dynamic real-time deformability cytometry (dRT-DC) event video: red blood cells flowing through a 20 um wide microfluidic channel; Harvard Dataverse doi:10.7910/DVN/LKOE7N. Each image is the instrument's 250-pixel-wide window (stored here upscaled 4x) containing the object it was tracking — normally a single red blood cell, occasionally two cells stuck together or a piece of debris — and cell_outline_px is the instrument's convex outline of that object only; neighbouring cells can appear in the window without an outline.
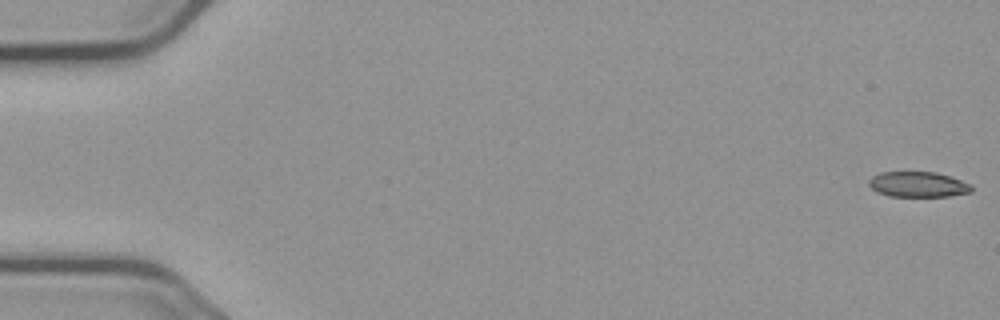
{"species": "common noctule bat (a hibernating species)", "species_latin": "Nyctalus noctula", "temperature_condition": "cold", "stored_images_in_passage": 56, "camera_frame_rate_fps": 3000, "um_per_image_px": 0.085, "animal": {"sex": "male", "body_mass_g": 23.1, "forearm_length_mm": 52.7}, "frame": {"image": 1, "passage_image": 1, "time_ms": 0.0, "image_size_px": [1000, 320], "cell_outline_px": [[972, 192], [948, 196], [888, 196], [876, 192], [868, 184], [868, 180], [872, 176], [880, 172], [936, 172], [952, 176], [972, 184]], "centroid_in_image_um": [78.04, 15.67], "position_along_channel_um": 7.0, "area_um2": 15.37}}
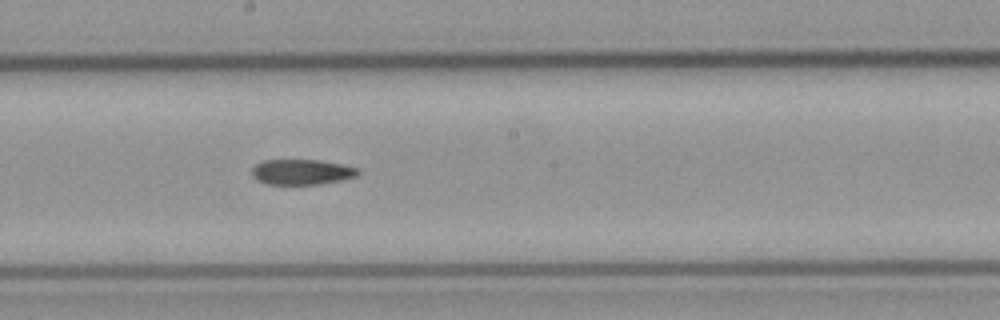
{"frame": {"image": 2, "passage_image": 31, "time_ms": 10.0, "image_size_px": [1000, 320], "cell_outline_px": [[360, 172], [356, 176], [340, 180], [320, 184], [268, 184], [256, 180], [252, 176], [252, 168], [256, 164], [264, 160], [320, 160], [344, 164], [360, 168]], "centroid_in_image_um": [25.66, 14.61], "position_along_channel_um": 222.5, "area_um2": 15.78}}
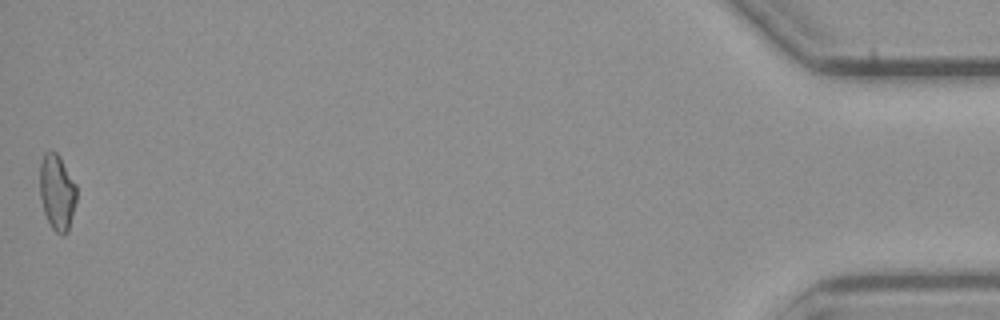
{"frame": {"image": 3, "passage_image": 56, "time_ms": 18.333, "image_size_px": [1000, 320], "cell_outline_px": [[76, 200], [68, 232], [64, 236], [56, 232], [52, 228], [44, 212], [40, 196], [40, 164], [44, 152], [56, 152], [60, 156], [76, 184]], "centroid_in_image_um": [4.85, 16.34], "position_along_channel_um": 430.3, "area_um2": 16.18}}